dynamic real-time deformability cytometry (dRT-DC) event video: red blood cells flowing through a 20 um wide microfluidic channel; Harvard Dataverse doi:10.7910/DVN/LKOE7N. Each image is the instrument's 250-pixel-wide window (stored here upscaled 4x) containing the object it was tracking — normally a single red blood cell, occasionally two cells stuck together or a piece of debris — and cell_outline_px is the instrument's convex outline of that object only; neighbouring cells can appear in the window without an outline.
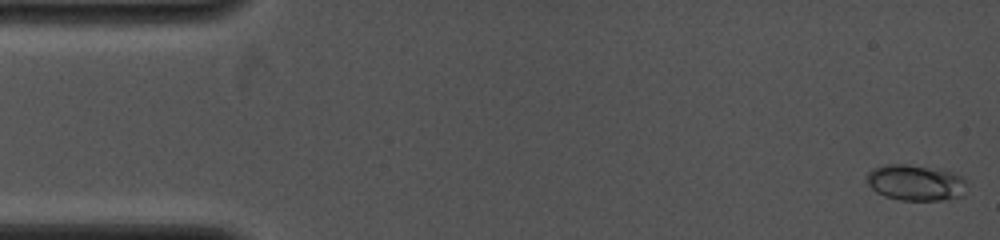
{"species": "common noctule bat (a hibernating species)", "species_latin": "Nyctalus noctula", "temperature_condition": "cold", "stored_images_in_passage": 5, "camera_frame_rate_fps": 4000, "um_per_image_px": 0.085, "animal": {"sex": "female", "body_mass_g": 19.0, "forearm_length_mm": 53.3}, "frame": {"image": 1, "passage_image": 1, "time_ms": 0.0, "image_size_px": [1000, 240], "cell_outline_px": [[968, 184], [964, 196], [940, 200], [900, 200], [884, 196], [876, 192], [864, 180], [864, 176], [872, 168], [884, 164], [904, 164], [940, 168], [964, 176], [968, 180]], "centroid_in_image_um": [77.85, 15.51], "position_along_channel_um": 7.1, "area_um2": 21.68}}
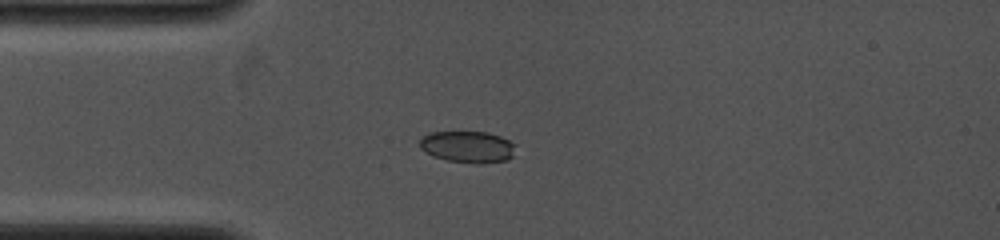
{"frame": {"image": 2, "passage_image": 4, "time_ms": 3.5, "image_size_px": [1000, 240], "cell_outline_px": [[516, 144], [512, 156], [508, 160], [480, 164], [476, 164], [448, 160], [432, 156], [420, 148], [420, 140], [424, 136], [432, 132], [488, 132], [500, 136]], "centroid_in_image_um": [39.78, 12.49], "position_along_channel_um": 45.2, "area_um2": 17.69}}
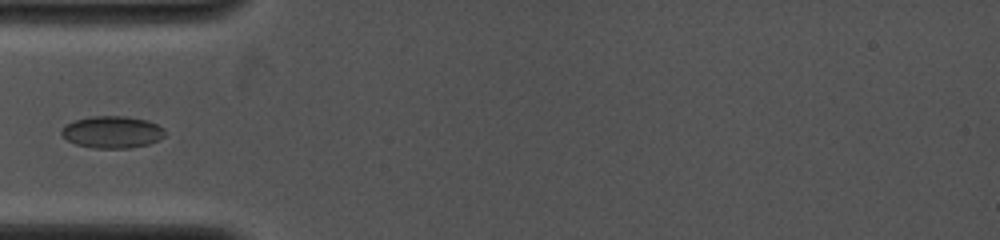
{"frame": {"image": 3, "passage_image": 5, "time_ms": 4.5, "image_size_px": [1000, 240], "cell_outline_px": [[168, 132], [164, 136], [148, 144], [128, 148], [92, 148], [76, 144], [68, 140], [60, 132], [68, 124], [76, 120], [92, 116], [124, 116], [148, 120], [164, 128]], "centroid_in_image_um": [9.58, 11.22], "position_along_channel_um": 75.4, "area_um2": 19.13}}